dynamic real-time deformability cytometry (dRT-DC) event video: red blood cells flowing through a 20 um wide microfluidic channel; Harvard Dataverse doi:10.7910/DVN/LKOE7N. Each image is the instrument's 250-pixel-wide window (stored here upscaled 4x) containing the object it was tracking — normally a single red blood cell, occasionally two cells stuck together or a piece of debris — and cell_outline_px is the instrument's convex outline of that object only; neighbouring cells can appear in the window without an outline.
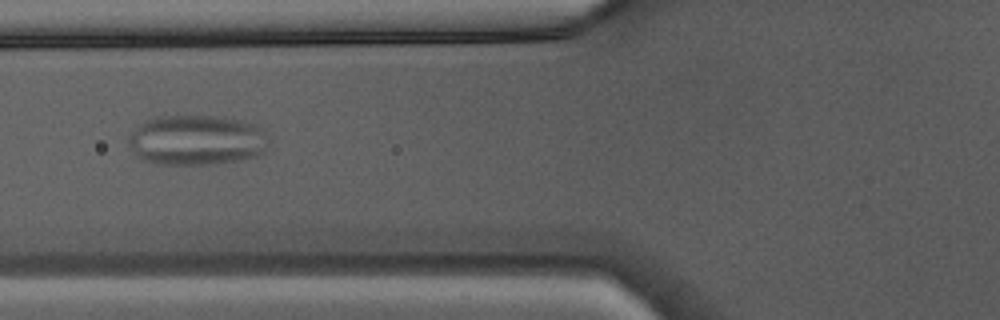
{"species": "Egyptian fruit bat (a non-hibernating species)", "species_latin": "Rousettus aegyptiacus", "temperature_condition": "warm", "stored_images_in_passage": 28, "camera_frame_rate_fps": 3000, "um_per_image_px": 0.085, "animal": {"sex": "male"}, "frame": {"image": 1, "passage_image": 5, "time_ms": 1.333, "image_size_px": [1000, 320], "cell_outline_px": [[272, 140], [264, 152], [256, 156], [236, 160], [208, 164], [156, 164], [144, 160], [128, 144], [128, 136], [136, 124], [144, 120], [156, 116], [212, 116], [240, 120], [256, 124], [264, 128]], "centroid_in_image_um": [16.75, 11.89], "position_along_channel_um": 109.1, "area_um2": 41.44}}